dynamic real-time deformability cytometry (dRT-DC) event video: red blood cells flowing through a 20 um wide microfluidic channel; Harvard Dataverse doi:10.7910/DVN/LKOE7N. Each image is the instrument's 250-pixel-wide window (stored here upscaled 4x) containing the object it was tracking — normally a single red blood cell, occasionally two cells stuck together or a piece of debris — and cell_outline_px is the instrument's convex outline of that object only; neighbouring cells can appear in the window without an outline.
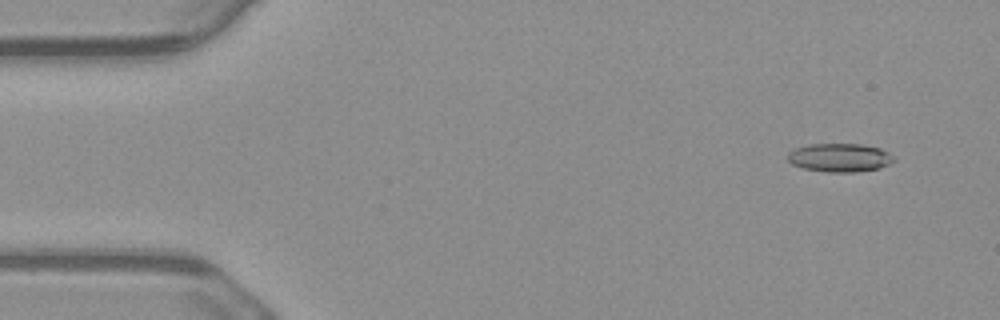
{"species": "common noctule bat (a hibernating species)", "species_latin": "Nyctalus noctula", "temperature_condition": "warm", "stored_images_in_passage": 5, "camera_frame_rate_fps": 3000, "um_per_image_px": 0.085, "animal": {"sex": "male", "body_mass_g": 23.1, "forearm_length_mm": 52.7}, "frame": {"image": 1, "passage_image": 1, "time_ms": 0.0, "image_size_px": [1000, 320], "cell_outline_px": [[896, 160], [880, 168], [856, 172], [828, 172], [804, 168], [792, 164], [788, 160], [788, 152], [796, 148], [808, 144], [860, 144], [880, 148], [888, 152]], "centroid_in_image_um": [71.38, 13.4], "position_along_channel_um": 13.6, "area_um2": 17.57}}
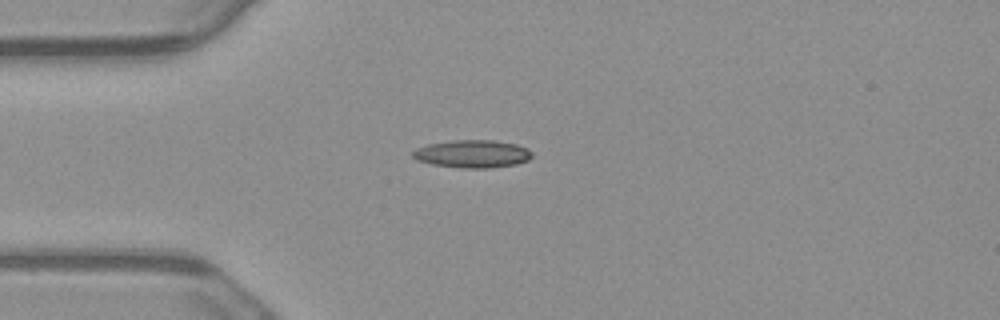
{"frame": {"image": 2, "passage_image": 3, "time_ms": 0.667, "image_size_px": [1000, 320], "cell_outline_px": [[532, 156], [528, 160], [516, 164], [488, 168], [460, 168], [432, 164], [416, 160], [412, 156], [412, 152], [416, 148], [428, 144], [456, 140], [496, 140], [516, 144], [528, 148], [532, 152]], "centroid_in_image_um": [40.16, 13.08], "position_along_channel_um": 44.8, "area_um2": 19.36}}
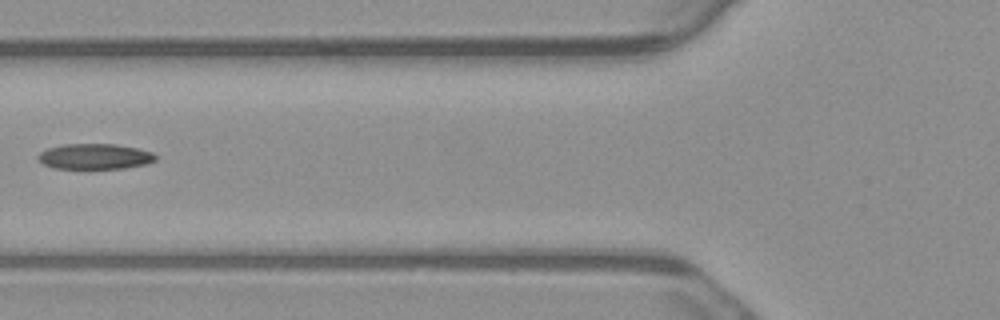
{"frame": {"image": 3, "passage_image": 5, "time_ms": 1.333, "image_size_px": [1000, 320], "cell_outline_px": [[156, 160], [148, 164], [124, 168], [52, 168], [44, 164], [36, 156], [40, 152], [48, 148], [64, 144], [116, 144], [136, 148], [152, 152], [156, 156]], "centroid_in_image_um": [8.07, 13.3], "position_along_channel_um": 117.7, "area_um2": 17.4}}